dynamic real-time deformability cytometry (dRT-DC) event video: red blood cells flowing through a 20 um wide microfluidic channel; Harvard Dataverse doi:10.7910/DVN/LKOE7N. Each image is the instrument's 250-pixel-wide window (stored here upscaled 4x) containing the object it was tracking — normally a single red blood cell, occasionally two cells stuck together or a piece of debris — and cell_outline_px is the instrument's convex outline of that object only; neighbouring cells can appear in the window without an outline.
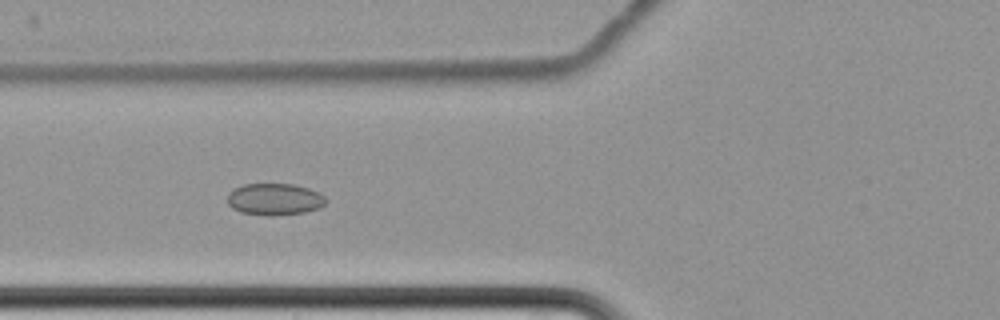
{"species": "common noctule bat (a hibernating species)", "species_latin": "Nyctalus noctula", "temperature_condition": "cold", "stored_images_in_passage": 8, "camera_frame_rate_fps": 3000, "um_per_image_px": 0.085, "animal": {"sex": "female", "body_mass_g": 22.7, "forearm_length_mm": 54.2}, "frame": {"image": 1, "passage_image": 7, "time_ms": 7.333, "image_size_px": [1000, 320], "cell_outline_px": [[328, 200], [320, 208], [304, 212], [272, 216], [268, 216], [240, 212], [232, 208], [228, 204], [228, 192], [232, 188], [244, 184], [292, 184], [308, 188], [324, 196]], "centroid_in_image_um": [23.31, 16.94], "position_along_channel_um": 102.5, "area_um2": 18.32}}
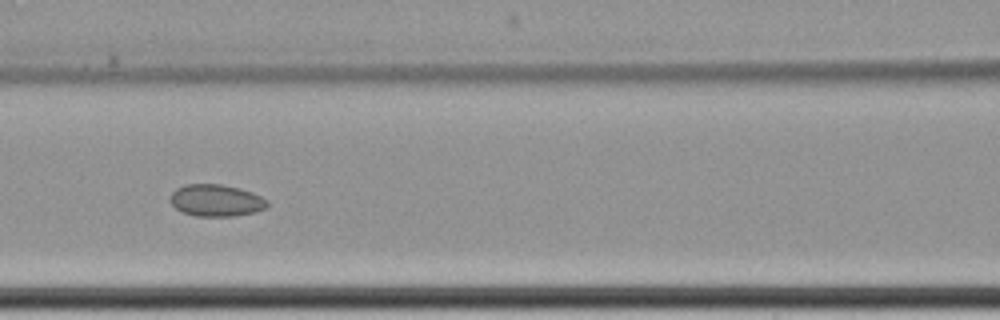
{"frame": {"image": 2, "passage_image": 8, "time_ms": 8.667, "image_size_px": [1000, 320], "cell_outline_px": [[268, 204], [264, 208], [256, 212], [232, 216], [196, 216], [184, 212], [176, 208], [172, 204], [172, 192], [176, 188], [188, 184], [220, 184], [240, 188], [252, 192], [268, 200]], "centroid_in_image_um": [18.4, 17.03], "position_along_channel_um": 148.2, "area_um2": 17.86}}